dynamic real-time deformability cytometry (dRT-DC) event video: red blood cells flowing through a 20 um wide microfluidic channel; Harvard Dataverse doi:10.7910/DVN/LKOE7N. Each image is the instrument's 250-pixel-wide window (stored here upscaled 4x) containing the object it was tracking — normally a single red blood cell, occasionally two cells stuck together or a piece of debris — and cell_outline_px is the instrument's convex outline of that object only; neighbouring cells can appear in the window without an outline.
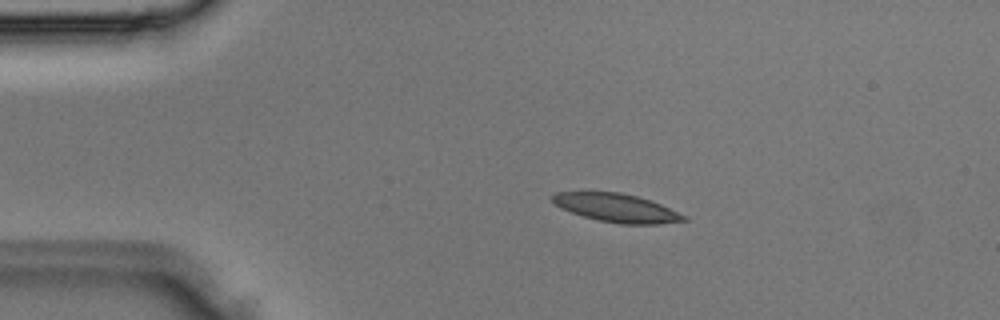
{"species": "Egyptian fruit bat (a non-hibernating species)", "species_latin": "Rousettus aegyptiacus", "temperature_condition": "room temperature", "stored_images_in_passage": 3, "camera_frame_rate_fps": 3000, "um_per_image_px": 0.085, "animal": {"sex": "male"}, "frame": {"image": 1, "passage_image": 2, "time_ms": 0.333, "image_size_px": [1000, 320], "cell_outline_px": [[688, 220], [660, 224], [620, 224], [600, 220], [584, 216], [572, 212], [556, 204], [548, 196], [556, 192], [620, 192], [636, 196], [660, 204], [688, 216]], "centroid_in_image_um": [52.44, 17.67], "position_along_channel_um": 32.6, "area_um2": 21.5}}